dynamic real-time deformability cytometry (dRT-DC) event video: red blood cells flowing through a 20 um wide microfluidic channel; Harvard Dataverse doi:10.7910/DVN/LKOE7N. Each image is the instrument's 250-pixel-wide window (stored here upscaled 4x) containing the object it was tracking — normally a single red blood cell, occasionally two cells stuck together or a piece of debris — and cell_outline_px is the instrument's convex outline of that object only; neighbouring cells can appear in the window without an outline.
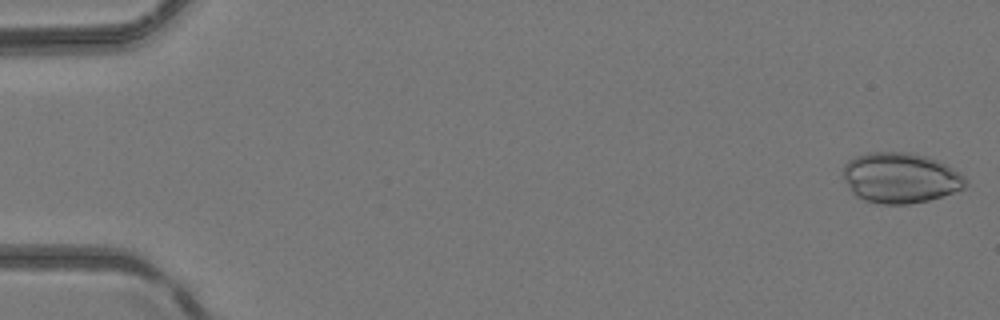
{"species": "common noctule bat (a hibernating species)", "species_latin": "Nyctalus noctula", "temperature_condition": "room temperature", "stored_images_in_passage": 16, "camera_frame_rate_fps": 3000, "um_per_image_px": 0.085, "animal": {"sex": "female", "body_mass_g": 24.6, "forearm_length_mm": 56.2}, "frame": {"image": 1, "passage_image": 1, "time_ms": 0.0, "image_size_px": [1000, 320], "cell_outline_px": [[968, 184], [964, 188], [928, 200], [908, 204], [884, 204], [868, 200], [856, 196], [852, 192], [844, 180], [840, 168], [848, 160], [856, 156], [868, 152], [908, 152], [924, 156], [936, 160], [960, 172], [968, 180]], "centroid_in_image_um": [76.5, 15.1], "position_along_channel_um": 8.5, "area_um2": 35.95}}